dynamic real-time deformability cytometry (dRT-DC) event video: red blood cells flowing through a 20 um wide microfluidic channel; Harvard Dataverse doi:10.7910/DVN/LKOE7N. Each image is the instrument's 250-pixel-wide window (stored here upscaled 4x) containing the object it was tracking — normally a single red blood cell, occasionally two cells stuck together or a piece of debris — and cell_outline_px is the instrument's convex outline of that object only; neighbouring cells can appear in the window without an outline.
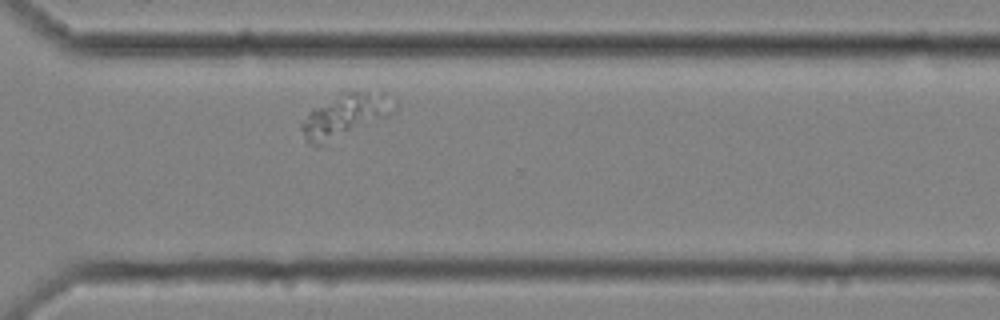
{"species": "common noctule bat (a hibernating species)", "species_latin": "Nyctalus noctula", "temperature_condition": "cold", "stored_images_in_passage": 13, "camera_frame_rate_fps": 3000, "um_per_image_px": 0.085, "animal": {"sex": "female", "body_mass_g": 25.1}, "frame": {"image": 1, "passage_image": 13, "time_ms": 4.0, "image_size_px": [1000, 320], "cell_outline_px": [[396, 112], [388, 116], [316, 148], [308, 144], [304, 140], [300, 128], [300, 124], [308, 112], [312, 108], [344, 92], [384, 92], [396, 104]], "centroid_in_image_um": [29.29, 9.86], "position_along_channel_um": 341.3, "area_um2": 23.47}}